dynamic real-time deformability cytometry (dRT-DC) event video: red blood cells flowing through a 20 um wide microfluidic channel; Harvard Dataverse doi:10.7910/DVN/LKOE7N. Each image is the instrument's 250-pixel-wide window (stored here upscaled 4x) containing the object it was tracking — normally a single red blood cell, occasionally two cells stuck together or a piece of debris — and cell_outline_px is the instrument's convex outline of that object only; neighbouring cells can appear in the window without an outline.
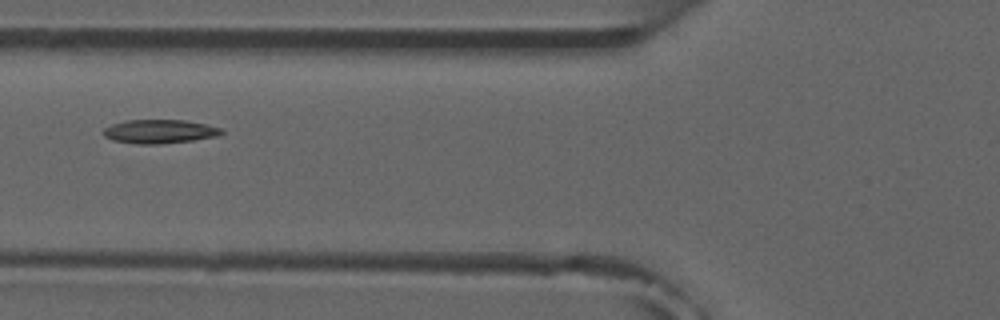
{"species": "common noctule bat (a hibernating species)", "species_latin": "Nyctalus noctula", "temperature_condition": "room temperature", "stored_images_in_passage": 6, "camera_frame_rate_fps": 3000, "um_per_image_px": 0.085, "animal": {"sex": "male", "forearm_length_mm": 52.5}, "frame": {"image": 1, "passage_image": 5, "time_ms": 5.333, "image_size_px": [1000, 320], "cell_outline_px": [[224, 132], [216, 136], [192, 140], [160, 144], [136, 144], [112, 140], [104, 136], [100, 132], [104, 128], [112, 124], [128, 120], [184, 120], [204, 124], [220, 128]], "centroid_in_image_um": [13.49, 11.18], "position_along_channel_um": 112.3, "area_um2": 16.3}}
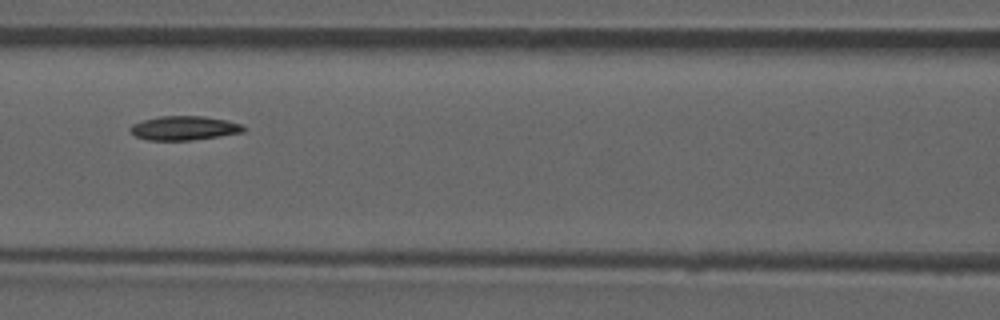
{"frame": {"image": 2, "passage_image": 6, "time_ms": 6.333, "image_size_px": [1000, 320], "cell_outline_px": [[244, 132], [192, 140], [148, 140], [136, 136], [128, 128], [132, 124], [144, 120], [160, 116], [204, 116], [224, 120], [240, 124], [244, 128]], "centroid_in_image_um": [15.62, 10.89], "position_along_channel_um": 151.0, "area_um2": 15.66}}